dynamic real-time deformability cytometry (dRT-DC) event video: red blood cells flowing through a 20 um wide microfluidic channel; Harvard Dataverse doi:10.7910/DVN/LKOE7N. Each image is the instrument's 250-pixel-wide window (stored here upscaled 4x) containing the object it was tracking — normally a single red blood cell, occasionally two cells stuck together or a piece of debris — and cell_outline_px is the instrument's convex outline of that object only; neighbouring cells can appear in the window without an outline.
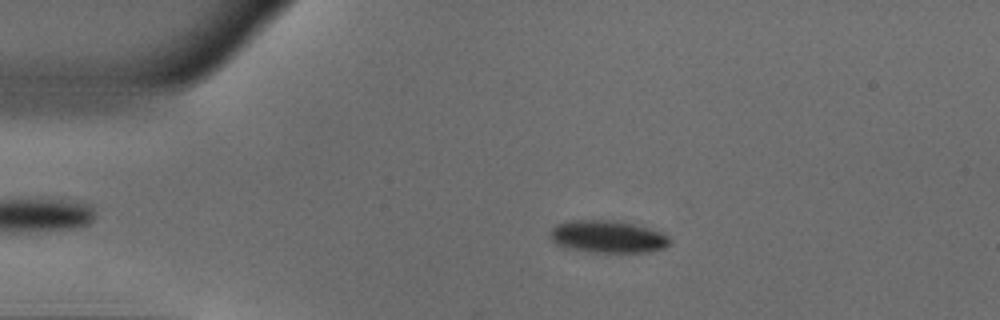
{"species": "common noctule bat (a hibernating species)", "species_latin": "Nyctalus noctula", "temperature_condition": "warm", "stored_images_in_passage": 45, "camera_frame_rate_fps": 3000, "um_per_image_px": 0.085, "animal": {"sex": "male", "body_mass_g": 18.8}, "frame": {"image": 1, "passage_image": 10, "time_ms": 3.0, "image_size_px": [1000, 320], "cell_outline_px": [[668, 244], [664, 248], [648, 252], [592, 252], [564, 248], [556, 244], [548, 236], [548, 232], [556, 224], [572, 220], [620, 220], [648, 228], [660, 232], [668, 236]], "centroid_in_image_um": [51.59, 20.11], "position_along_channel_um": 33.4, "area_um2": 22.72}}
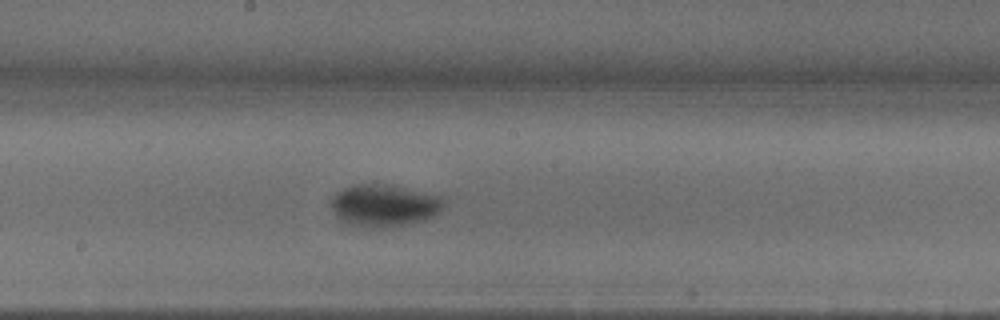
{"frame": {"image": 2, "passage_image": 27, "time_ms": 8.667, "image_size_px": [1000, 320], "cell_outline_px": [[444, 204], [440, 212], [424, 220], [384, 228], [372, 228], [352, 224], [336, 216], [332, 208], [332, 196], [336, 192], [352, 184], [388, 184], [440, 196], [444, 200]], "centroid_in_image_um": [32.65, 17.45], "position_along_channel_um": 215.6, "area_um2": 27.4}}
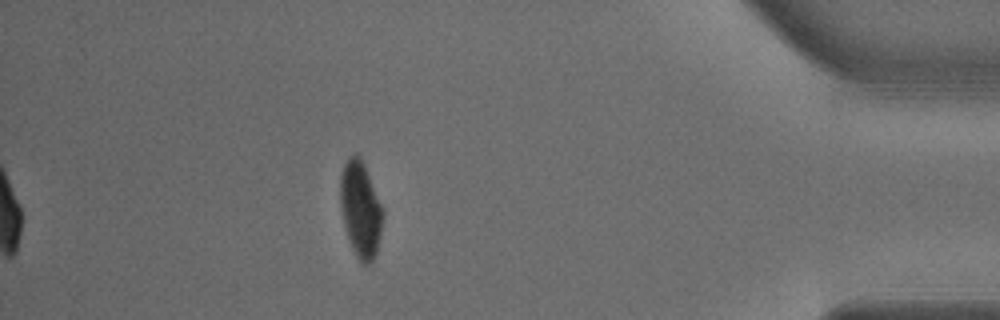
{"frame": {"image": 3, "passage_image": 45, "time_ms": 14.667, "image_size_px": [1000, 320], "cell_outline_px": [[384, 216], [380, 236], [376, 252], [372, 260], [368, 264], [364, 264], [356, 256], [348, 240], [344, 228], [340, 204], [340, 176], [344, 164], [348, 156], [356, 152], [360, 156], [364, 164], [384, 208]], "centroid_in_image_um": [30.64, 17.75], "position_along_channel_um": 404.6, "area_um2": 24.16}, "authors_computed_cell_mechanics": {"area_um2": 25.4898, "velocity_mm_per_s": 3.9263, "shape_relaxation_time_tau1_ms": 3.8282, "shape_relaxation_time_tau2_ms": null, "deformation_change_tau1": 0.1441, "deformation_change_tau2": null}}